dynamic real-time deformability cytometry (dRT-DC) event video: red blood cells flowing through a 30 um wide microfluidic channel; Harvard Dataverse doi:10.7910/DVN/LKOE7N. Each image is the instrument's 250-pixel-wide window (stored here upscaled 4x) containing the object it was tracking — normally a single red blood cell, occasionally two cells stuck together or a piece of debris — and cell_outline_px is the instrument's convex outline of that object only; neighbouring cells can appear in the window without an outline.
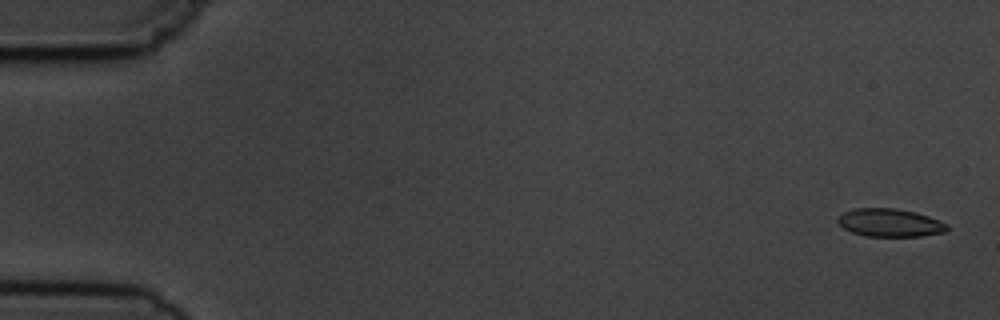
{"species": "common noctule bat (a hibernating species)", "species_latin": "Nyctalus noctula", "temperature_condition": "cold", "stored_images_in_passage": 11, "camera_frame_rate_fps": 3000, "um_per_image_px": 0.085, "animal": {"sex": "male", "body_mass_g": 19.5, "forearm_length_mm": 54.6}, "frame": {"image": 1, "passage_image": 1, "time_ms": 0.0, "image_size_px": [1000, 320], "cell_outline_px": [[948, 228], [944, 232], [920, 236], [864, 236], [852, 232], [844, 228], [836, 220], [836, 216], [844, 212], [856, 208], [896, 208], [916, 212], [928, 216], [948, 224]], "centroid_in_image_um": [75.61, 18.92], "position_along_channel_um": 9.4, "area_um2": 17.86}}
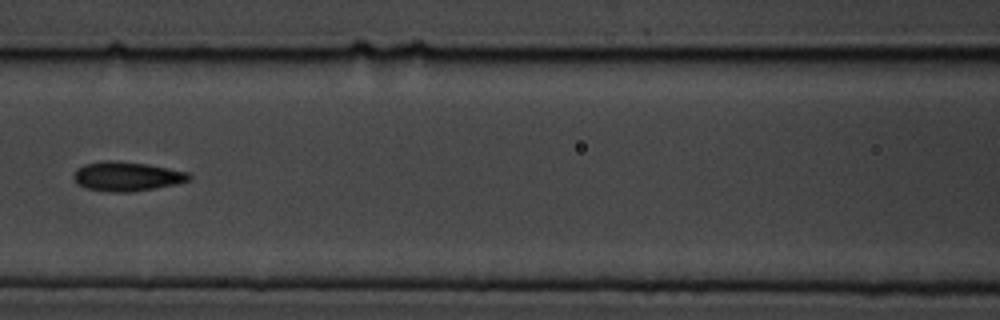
{"frame": {"image": 2, "passage_image": 7, "time_ms": 7.667, "image_size_px": [1000, 320], "cell_outline_px": [[192, 176], [188, 180], [176, 184], [156, 188], [132, 192], [112, 192], [88, 188], [80, 184], [72, 176], [76, 168], [84, 164], [104, 160], [116, 160], [148, 164], [188, 172]], "centroid_in_image_um": [10.78, 14.98], "position_along_channel_um": 155.8, "area_um2": 19.71}}
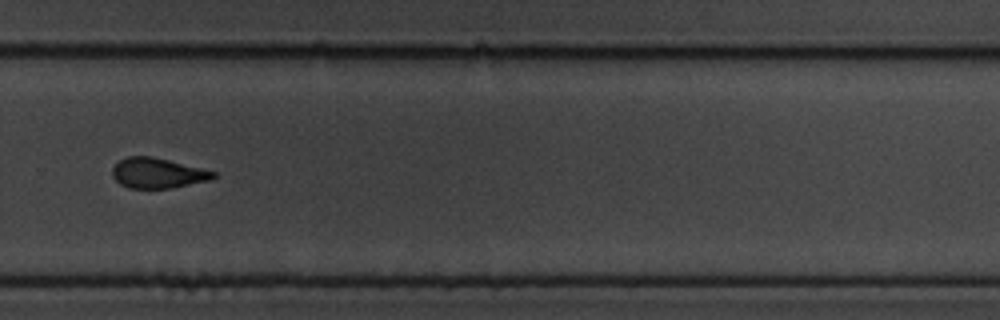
{"frame": {"image": 3, "passage_image": 11, "time_ms": 12.0, "image_size_px": [1000, 320], "cell_outline_px": [[216, 176], [212, 180], [172, 188], [128, 188], [120, 184], [112, 176], [112, 168], [120, 160], [128, 156], [152, 156], [216, 172]], "centroid_in_image_um": [13.4, 14.72], "position_along_channel_um": 316.4, "area_um2": 17.74}}